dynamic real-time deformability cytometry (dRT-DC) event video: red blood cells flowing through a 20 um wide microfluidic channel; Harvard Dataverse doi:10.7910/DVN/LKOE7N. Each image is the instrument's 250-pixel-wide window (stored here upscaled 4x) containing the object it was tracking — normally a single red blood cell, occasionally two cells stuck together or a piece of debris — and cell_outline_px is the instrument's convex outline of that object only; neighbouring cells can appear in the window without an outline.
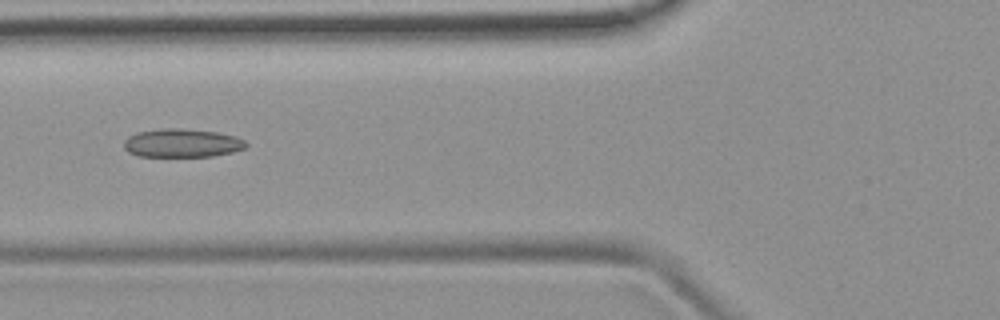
{"species": "common noctule bat (a hibernating species)", "species_latin": "Nyctalus noctula", "temperature_condition": "room temperature", "stored_images_in_passage": 49, "camera_frame_rate_fps": 3000, "um_per_image_px": 0.085, "animal": {"sex": "female", "body_mass_g": 19.9}, "frame": {"image": 1, "passage_image": 18, "time_ms": 5.667, "image_size_px": [1000, 320], "cell_outline_px": [[248, 144], [244, 148], [232, 152], [212, 156], [140, 156], [128, 152], [124, 148], [124, 140], [128, 136], [136, 132], [160, 128], [180, 128], [216, 132], [236, 136], [244, 140]], "centroid_in_image_um": [15.45, 12.15], "position_along_channel_um": 110.4, "area_um2": 20.29}}
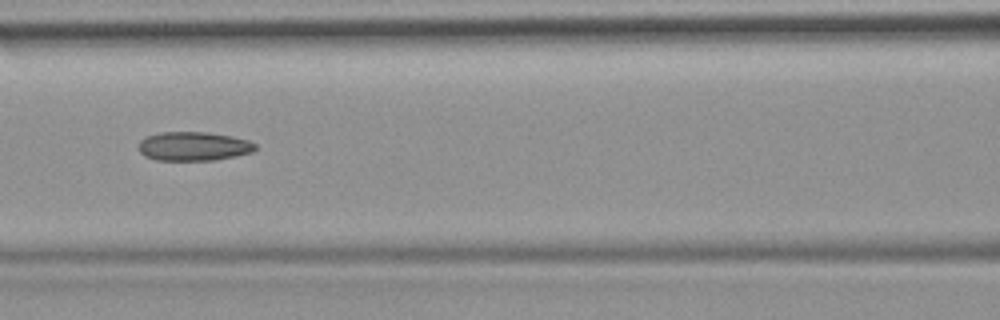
{"frame": {"image": 2, "passage_image": 21, "time_ms": 6.667, "image_size_px": [1000, 320], "cell_outline_px": [[256, 148], [252, 152], [236, 156], [216, 160], [156, 160], [144, 156], [140, 152], [140, 140], [144, 136], [160, 132], [208, 132], [232, 136], [248, 140], [256, 144]], "centroid_in_image_um": [16.45, 12.43], "position_along_channel_um": 150.1, "area_um2": 19.83}}
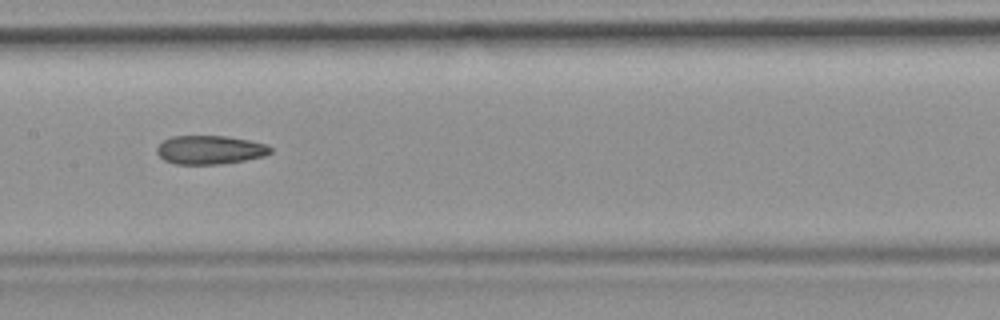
{"frame": {"image": 3, "passage_image": 24, "time_ms": 7.667, "image_size_px": [1000, 320], "cell_outline_px": [[272, 152], [264, 156], [244, 160], [220, 164], [176, 164], [164, 160], [156, 152], [156, 148], [164, 140], [172, 136], [224, 136], [248, 140], [268, 144], [272, 148]], "centroid_in_image_um": [17.85, 12.74], "position_along_channel_um": 189.5, "area_um2": 18.96}, "authors_computed_cell_mechanics": {"area_um2": 19.9988, "velocity_mm_per_s": 3.9626, "shape_relaxation_time_tau1_ms": null, "shape_relaxation_time_tau2_ms": 6.1282, "deformation_change_tau1": null, "deformation_change_tau2": 0.1414}}